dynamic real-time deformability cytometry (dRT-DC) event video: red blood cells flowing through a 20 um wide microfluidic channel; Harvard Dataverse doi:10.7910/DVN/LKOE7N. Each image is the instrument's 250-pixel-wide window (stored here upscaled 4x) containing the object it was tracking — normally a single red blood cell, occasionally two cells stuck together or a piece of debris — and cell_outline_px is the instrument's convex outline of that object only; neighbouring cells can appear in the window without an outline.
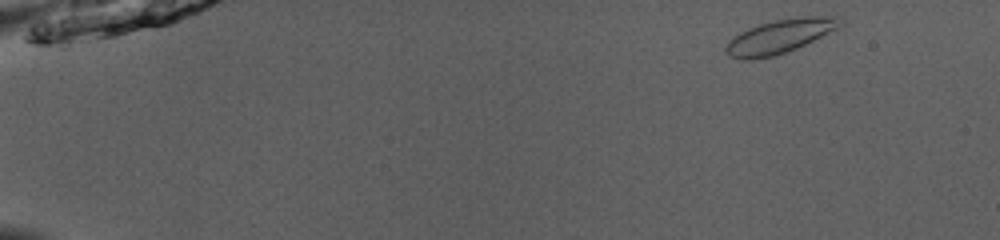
{"species": "common noctule bat (a hibernating species)", "species_latin": "Nyctalus noctula", "temperature_condition": "room temperature", "stored_images_in_passage": 48, "camera_frame_rate_fps": 3000, "um_per_image_px": 0.085, "animal": {"sex": "male", "body_mass_g": 13.0, "forearm_length_mm": 53.1}, "frame": {"image": 1, "passage_image": 2, "time_ms": 0.333, "image_size_px": [1000, 240], "cell_outline_px": [[844, 24], [788, 52], [772, 56], [752, 60], [740, 60], [728, 56], [724, 52], [724, 48], [740, 32], [748, 28], [760, 24], [776, 20], [804, 16], [836, 16], [844, 20]], "centroid_in_image_um": [66.25, 3.1], "position_along_channel_um": 18.7, "area_um2": 22.25}}
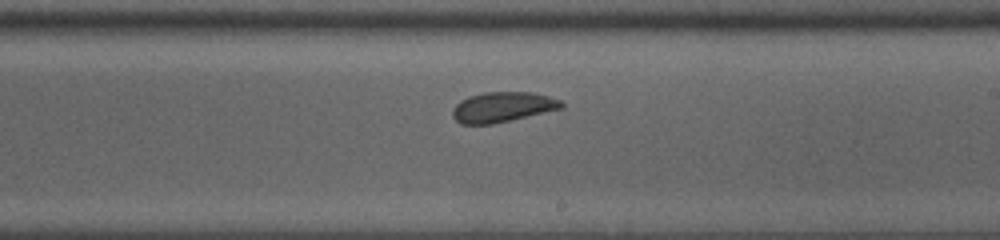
{"frame": {"image": 2, "passage_image": 29, "time_ms": 9.333, "image_size_px": [1000, 240], "cell_outline_px": [[564, 108], [492, 124], [460, 124], [452, 116], [452, 112], [456, 104], [460, 100], [468, 96], [484, 92], [532, 92], [548, 96], [560, 100], [564, 104]], "centroid_in_image_um": [42.71, 9.09], "position_along_channel_um": 246.3, "area_um2": 19.13}}
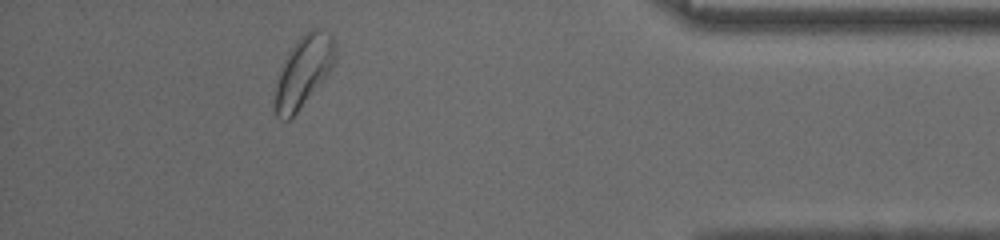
{"frame": {"image": 3, "passage_image": 44, "time_ms": 14.333, "image_size_px": [1000, 240], "cell_outline_px": [[336, 56], [332, 68], [296, 112], [288, 120], [280, 120], [276, 116], [276, 84], [284, 60], [288, 52], [300, 36], [304, 32], [316, 28], [320, 28], [328, 32], [332, 36], [336, 44]], "centroid_in_image_um": [25.82, 6.0], "position_along_channel_um": 409.4, "area_um2": 24.39}, "authors_computed_cell_mechanics": {"area_um2": 20.6057, "velocity_mm_per_s": 3.9495, "shape_relaxation_time_tau1_ms": 2.3904, "shape_relaxation_time_tau2_ms": 0.8645, "deformation_change_tau1": 0.0576, "deformation_change_tau2": 0.0267}}